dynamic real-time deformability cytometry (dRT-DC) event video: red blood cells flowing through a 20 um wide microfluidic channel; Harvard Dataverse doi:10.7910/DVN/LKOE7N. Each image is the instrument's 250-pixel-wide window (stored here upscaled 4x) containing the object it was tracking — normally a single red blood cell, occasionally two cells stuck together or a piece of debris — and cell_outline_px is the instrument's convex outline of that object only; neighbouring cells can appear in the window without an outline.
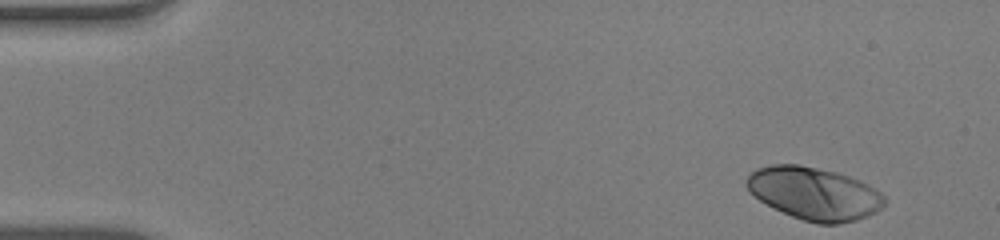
{"species": "human", "species_latin": "Homo sapiens", "temperature_condition": "warm", "stored_images_in_passage": 50, "camera_frame_rate_fps": 3000, "um_per_image_px": 0.085, "donor": {"sex": "male"}, "frame": {"image": 1, "passage_image": 1, "time_ms": 0.0, "image_size_px": [1000, 240], "cell_outline_px": [[888, 200], [876, 212], [868, 216], [856, 220], [836, 224], [820, 224], [804, 220], [792, 216], [760, 200], [748, 192], [748, 176], [756, 168], [772, 164], [800, 164], [836, 172], [860, 180], [876, 188]], "centroid_in_image_um": [69.24, 16.44], "position_along_channel_um": 15.8, "area_um2": 42.14}}
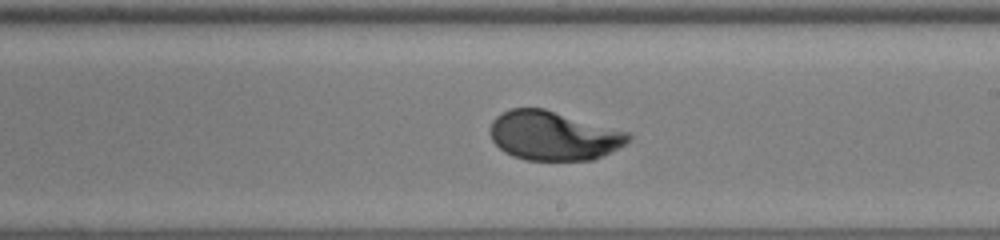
{"frame": {"image": 2, "passage_image": 28, "time_ms": 9.0, "image_size_px": [1000, 240], "cell_outline_px": [[632, 140], [592, 160], [524, 160], [512, 156], [504, 152], [492, 140], [488, 132], [492, 120], [496, 116], [508, 108], [544, 108], [628, 132], [632, 136]], "centroid_in_image_um": [46.99, 11.53], "position_along_channel_um": 242.0, "area_um2": 39.59}}
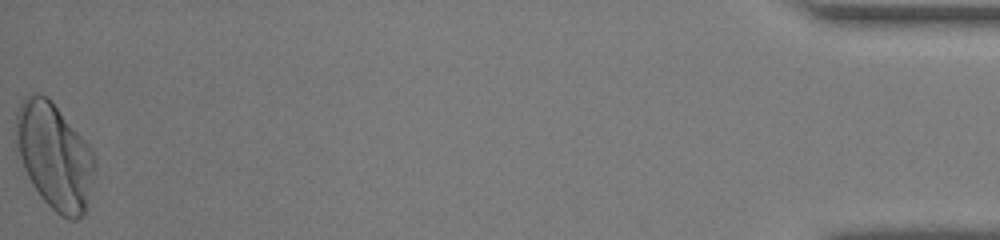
{"frame": {"image": 3, "passage_image": 50, "time_ms": 16.333, "image_size_px": [1000, 240], "cell_outline_px": [[96, 164], [88, 208], [76, 220], [68, 220], [60, 216], [40, 196], [32, 184], [24, 168], [12, 140], [16, 112], [20, 100], [28, 92], [36, 92], [48, 96], [52, 100], [92, 148], [96, 160]], "centroid_in_image_um": [4.6, 13.22], "position_along_channel_um": 430.6, "area_um2": 50.05}, "authors_computed_cell_mechanics": {"area_um2": 40.749, "velocity_mm_per_s": 3.8881, "shape_relaxation_time_tau1_ms": 3.1881, "shape_relaxation_time_tau2_ms": null, "deformation_change_tau1": 0.1903, "deformation_change_tau2": null}}